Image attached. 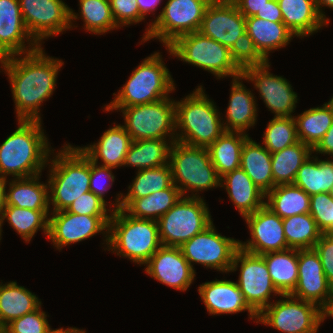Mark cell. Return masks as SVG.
<instances>
[{"label":"cell","instance_id":"1","mask_svg":"<svg viewBox=\"0 0 333 333\" xmlns=\"http://www.w3.org/2000/svg\"><path fill=\"white\" fill-rule=\"evenodd\" d=\"M62 65L61 59L46 55L42 46L29 53L0 59V66L10 81L17 120L41 121L40 107L56 89Z\"/></svg>","mask_w":333,"mask_h":333},{"label":"cell","instance_id":"2","mask_svg":"<svg viewBox=\"0 0 333 333\" xmlns=\"http://www.w3.org/2000/svg\"><path fill=\"white\" fill-rule=\"evenodd\" d=\"M49 145L42 121L18 120V128L0 145V178L41 175L54 153Z\"/></svg>","mask_w":333,"mask_h":333},{"label":"cell","instance_id":"3","mask_svg":"<svg viewBox=\"0 0 333 333\" xmlns=\"http://www.w3.org/2000/svg\"><path fill=\"white\" fill-rule=\"evenodd\" d=\"M48 160L50 212L66 210L74 200L90 191V159L69 143ZM51 164V165H50Z\"/></svg>","mask_w":333,"mask_h":333},{"label":"cell","instance_id":"4","mask_svg":"<svg viewBox=\"0 0 333 333\" xmlns=\"http://www.w3.org/2000/svg\"><path fill=\"white\" fill-rule=\"evenodd\" d=\"M208 98L200 85L193 93L175 101L176 141L207 148L226 131L220 111Z\"/></svg>","mask_w":333,"mask_h":333},{"label":"cell","instance_id":"5","mask_svg":"<svg viewBox=\"0 0 333 333\" xmlns=\"http://www.w3.org/2000/svg\"><path fill=\"white\" fill-rule=\"evenodd\" d=\"M161 246L156 220L134 218L123 209L111 212L108 251L143 265Z\"/></svg>","mask_w":333,"mask_h":333},{"label":"cell","instance_id":"6","mask_svg":"<svg viewBox=\"0 0 333 333\" xmlns=\"http://www.w3.org/2000/svg\"><path fill=\"white\" fill-rule=\"evenodd\" d=\"M161 56V53L154 52L145 58L118 93H113L115 98L105 108L137 106L169 97L175 84Z\"/></svg>","mask_w":333,"mask_h":333},{"label":"cell","instance_id":"7","mask_svg":"<svg viewBox=\"0 0 333 333\" xmlns=\"http://www.w3.org/2000/svg\"><path fill=\"white\" fill-rule=\"evenodd\" d=\"M169 164L173 184L183 196H186V192L190 190L192 192L190 197L198 198L201 197L198 195L199 191L220 187V177L206 147L190 146L174 141L170 148Z\"/></svg>","mask_w":333,"mask_h":333},{"label":"cell","instance_id":"8","mask_svg":"<svg viewBox=\"0 0 333 333\" xmlns=\"http://www.w3.org/2000/svg\"><path fill=\"white\" fill-rule=\"evenodd\" d=\"M165 48L170 55L212 73L217 79L242 75L230 49L199 31L181 35Z\"/></svg>","mask_w":333,"mask_h":333},{"label":"cell","instance_id":"9","mask_svg":"<svg viewBox=\"0 0 333 333\" xmlns=\"http://www.w3.org/2000/svg\"><path fill=\"white\" fill-rule=\"evenodd\" d=\"M104 109L122 112L123 126L133 141L167 137L176 140L175 100L169 97L148 104Z\"/></svg>","mask_w":333,"mask_h":333},{"label":"cell","instance_id":"10","mask_svg":"<svg viewBox=\"0 0 333 333\" xmlns=\"http://www.w3.org/2000/svg\"><path fill=\"white\" fill-rule=\"evenodd\" d=\"M211 1L168 0L160 14L145 29L141 44L150 39H159L167 47L179 36L199 31Z\"/></svg>","mask_w":333,"mask_h":333},{"label":"cell","instance_id":"11","mask_svg":"<svg viewBox=\"0 0 333 333\" xmlns=\"http://www.w3.org/2000/svg\"><path fill=\"white\" fill-rule=\"evenodd\" d=\"M157 222L162 245L180 247L213 221L204 199L188 194L182 196Z\"/></svg>","mask_w":333,"mask_h":333},{"label":"cell","instance_id":"12","mask_svg":"<svg viewBox=\"0 0 333 333\" xmlns=\"http://www.w3.org/2000/svg\"><path fill=\"white\" fill-rule=\"evenodd\" d=\"M259 315L262 323L282 333H318L322 322L321 308L309 301L288 295H280ZM285 298V299H284Z\"/></svg>","mask_w":333,"mask_h":333},{"label":"cell","instance_id":"13","mask_svg":"<svg viewBox=\"0 0 333 333\" xmlns=\"http://www.w3.org/2000/svg\"><path fill=\"white\" fill-rule=\"evenodd\" d=\"M240 263V264H239ZM240 268L236 281L248 306L259 315L270 305L271 294L281 295L272 283L267 265L261 255L248 253L242 249L235 252L230 272Z\"/></svg>","mask_w":333,"mask_h":333},{"label":"cell","instance_id":"14","mask_svg":"<svg viewBox=\"0 0 333 333\" xmlns=\"http://www.w3.org/2000/svg\"><path fill=\"white\" fill-rule=\"evenodd\" d=\"M239 241L222 236L216 231L212 222L203 231L184 242L180 249L194 271L193 263L195 262L206 268L228 273L235 252L239 249Z\"/></svg>","mask_w":333,"mask_h":333},{"label":"cell","instance_id":"15","mask_svg":"<svg viewBox=\"0 0 333 333\" xmlns=\"http://www.w3.org/2000/svg\"><path fill=\"white\" fill-rule=\"evenodd\" d=\"M19 6L27 31L40 46L41 41L71 29V8L62 0H19Z\"/></svg>","mask_w":333,"mask_h":333},{"label":"cell","instance_id":"16","mask_svg":"<svg viewBox=\"0 0 333 333\" xmlns=\"http://www.w3.org/2000/svg\"><path fill=\"white\" fill-rule=\"evenodd\" d=\"M48 224V239L57 250L64 246L78 243L102 233L108 246L109 222L111 216H89L70 212H51Z\"/></svg>","mask_w":333,"mask_h":333},{"label":"cell","instance_id":"17","mask_svg":"<svg viewBox=\"0 0 333 333\" xmlns=\"http://www.w3.org/2000/svg\"><path fill=\"white\" fill-rule=\"evenodd\" d=\"M269 61L263 65L247 67L242 71L244 80L251 81L266 107L274 117H292L298 103L297 93L282 76L269 72Z\"/></svg>","mask_w":333,"mask_h":333},{"label":"cell","instance_id":"18","mask_svg":"<svg viewBox=\"0 0 333 333\" xmlns=\"http://www.w3.org/2000/svg\"><path fill=\"white\" fill-rule=\"evenodd\" d=\"M251 239L239 241V248L255 255L290 249L284 234L282 218L264 205L244 217Z\"/></svg>","mask_w":333,"mask_h":333},{"label":"cell","instance_id":"19","mask_svg":"<svg viewBox=\"0 0 333 333\" xmlns=\"http://www.w3.org/2000/svg\"><path fill=\"white\" fill-rule=\"evenodd\" d=\"M199 32L230 49L246 32V18L231 0H212L205 10Z\"/></svg>","mask_w":333,"mask_h":333},{"label":"cell","instance_id":"20","mask_svg":"<svg viewBox=\"0 0 333 333\" xmlns=\"http://www.w3.org/2000/svg\"><path fill=\"white\" fill-rule=\"evenodd\" d=\"M145 265L148 276L182 292L187 291L196 275L180 247L162 245Z\"/></svg>","mask_w":333,"mask_h":333},{"label":"cell","instance_id":"21","mask_svg":"<svg viewBox=\"0 0 333 333\" xmlns=\"http://www.w3.org/2000/svg\"><path fill=\"white\" fill-rule=\"evenodd\" d=\"M290 295L312 302L321 309L333 297V288L314 249L298 250V282Z\"/></svg>","mask_w":333,"mask_h":333},{"label":"cell","instance_id":"22","mask_svg":"<svg viewBox=\"0 0 333 333\" xmlns=\"http://www.w3.org/2000/svg\"><path fill=\"white\" fill-rule=\"evenodd\" d=\"M39 47L26 29L19 0H0V59L29 53Z\"/></svg>","mask_w":333,"mask_h":333},{"label":"cell","instance_id":"23","mask_svg":"<svg viewBox=\"0 0 333 333\" xmlns=\"http://www.w3.org/2000/svg\"><path fill=\"white\" fill-rule=\"evenodd\" d=\"M198 292L209 315L247 311L249 319L257 323L258 315L248 306L236 282L216 279L200 284Z\"/></svg>","mask_w":333,"mask_h":333},{"label":"cell","instance_id":"24","mask_svg":"<svg viewBox=\"0 0 333 333\" xmlns=\"http://www.w3.org/2000/svg\"><path fill=\"white\" fill-rule=\"evenodd\" d=\"M132 141L124 126L119 124L106 130L97 143L79 148L92 162L98 164L101 159L102 166L115 169L124 165Z\"/></svg>","mask_w":333,"mask_h":333},{"label":"cell","instance_id":"25","mask_svg":"<svg viewBox=\"0 0 333 333\" xmlns=\"http://www.w3.org/2000/svg\"><path fill=\"white\" fill-rule=\"evenodd\" d=\"M241 80H244L242 75L232 79L226 121L223 120V126L226 131L246 133L247 129L255 126L258 108L254 94L250 89H246Z\"/></svg>","mask_w":333,"mask_h":333},{"label":"cell","instance_id":"26","mask_svg":"<svg viewBox=\"0 0 333 333\" xmlns=\"http://www.w3.org/2000/svg\"><path fill=\"white\" fill-rule=\"evenodd\" d=\"M220 187L226 189L228 197L242 217L253 214L265 205L266 194L241 168L220 177Z\"/></svg>","mask_w":333,"mask_h":333},{"label":"cell","instance_id":"27","mask_svg":"<svg viewBox=\"0 0 333 333\" xmlns=\"http://www.w3.org/2000/svg\"><path fill=\"white\" fill-rule=\"evenodd\" d=\"M283 23L298 38L312 35L328 23L320 16L315 0H277Z\"/></svg>","mask_w":333,"mask_h":333},{"label":"cell","instance_id":"28","mask_svg":"<svg viewBox=\"0 0 333 333\" xmlns=\"http://www.w3.org/2000/svg\"><path fill=\"white\" fill-rule=\"evenodd\" d=\"M246 32L266 61H269L270 52L285 47L295 37L283 22H272L255 16L246 18Z\"/></svg>","mask_w":333,"mask_h":333},{"label":"cell","instance_id":"29","mask_svg":"<svg viewBox=\"0 0 333 333\" xmlns=\"http://www.w3.org/2000/svg\"><path fill=\"white\" fill-rule=\"evenodd\" d=\"M41 175L14 178L9 181L6 191V206L31 210H50L49 185L39 181Z\"/></svg>","mask_w":333,"mask_h":333},{"label":"cell","instance_id":"30","mask_svg":"<svg viewBox=\"0 0 333 333\" xmlns=\"http://www.w3.org/2000/svg\"><path fill=\"white\" fill-rule=\"evenodd\" d=\"M181 191L173 184L171 187L156 191L136 199H122L121 209L134 218L158 220L182 197Z\"/></svg>","mask_w":333,"mask_h":333},{"label":"cell","instance_id":"31","mask_svg":"<svg viewBox=\"0 0 333 333\" xmlns=\"http://www.w3.org/2000/svg\"><path fill=\"white\" fill-rule=\"evenodd\" d=\"M0 282V331L11 321L38 309L39 298L17 282Z\"/></svg>","mask_w":333,"mask_h":333},{"label":"cell","instance_id":"32","mask_svg":"<svg viewBox=\"0 0 333 333\" xmlns=\"http://www.w3.org/2000/svg\"><path fill=\"white\" fill-rule=\"evenodd\" d=\"M240 168L265 194L274 187L271 168V153L261 144L249 137L243 144Z\"/></svg>","mask_w":333,"mask_h":333},{"label":"cell","instance_id":"33","mask_svg":"<svg viewBox=\"0 0 333 333\" xmlns=\"http://www.w3.org/2000/svg\"><path fill=\"white\" fill-rule=\"evenodd\" d=\"M261 256L277 291L281 295L291 294L298 282V250L268 252Z\"/></svg>","mask_w":333,"mask_h":333},{"label":"cell","instance_id":"34","mask_svg":"<svg viewBox=\"0 0 333 333\" xmlns=\"http://www.w3.org/2000/svg\"><path fill=\"white\" fill-rule=\"evenodd\" d=\"M248 138L247 133L225 131L207 147L219 177L240 168L241 150Z\"/></svg>","mask_w":333,"mask_h":333},{"label":"cell","instance_id":"35","mask_svg":"<svg viewBox=\"0 0 333 333\" xmlns=\"http://www.w3.org/2000/svg\"><path fill=\"white\" fill-rule=\"evenodd\" d=\"M168 141V142H167ZM176 140L147 139L132 141L123 166L138 168L137 171L159 167L169 163L172 143Z\"/></svg>","mask_w":333,"mask_h":333},{"label":"cell","instance_id":"36","mask_svg":"<svg viewBox=\"0 0 333 333\" xmlns=\"http://www.w3.org/2000/svg\"><path fill=\"white\" fill-rule=\"evenodd\" d=\"M136 177L128 187L126 195L118 193L112 210L121 209L122 199H136L148 196L156 191H161L173 185L170 164L137 171ZM118 197V198H117Z\"/></svg>","mask_w":333,"mask_h":333},{"label":"cell","instance_id":"37","mask_svg":"<svg viewBox=\"0 0 333 333\" xmlns=\"http://www.w3.org/2000/svg\"><path fill=\"white\" fill-rule=\"evenodd\" d=\"M311 156L299 168L293 184L309 196L329 193L333 184V160H320L316 155Z\"/></svg>","mask_w":333,"mask_h":333},{"label":"cell","instance_id":"38","mask_svg":"<svg viewBox=\"0 0 333 333\" xmlns=\"http://www.w3.org/2000/svg\"><path fill=\"white\" fill-rule=\"evenodd\" d=\"M265 205L280 218L309 213L310 196L294 184H282L266 194Z\"/></svg>","mask_w":333,"mask_h":333},{"label":"cell","instance_id":"39","mask_svg":"<svg viewBox=\"0 0 333 333\" xmlns=\"http://www.w3.org/2000/svg\"><path fill=\"white\" fill-rule=\"evenodd\" d=\"M49 210H31L15 206H5L0 215V236L2 226L7 220L10 226L19 234L25 243H29L35 233L41 228L48 237Z\"/></svg>","mask_w":333,"mask_h":333},{"label":"cell","instance_id":"40","mask_svg":"<svg viewBox=\"0 0 333 333\" xmlns=\"http://www.w3.org/2000/svg\"><path fill=\"white\" fill-rule=\"evenodd\" d=\"M294 118L299 141L313 149L332 124L333 108L326 102L322 107L310 108Z\"/></svg>","mask_w":333,"mask_h":333},{"label":"cell","instance_id":"41","mask_svg":"<svg viewBox=\"0 0 333 333\" xmlns=\"http://www.w3.org/2000/svg\"><path fill=\"white\" fill-rule=\"evenodd\" d=\"M312 155V149L301 141L271 154V168L274 187L293 184L304 161Z\"/></svg>","mask_w":333,"mask_h":333},{"label":"cell","instance_id":"42","mask_svg":"<svg viewBox=\"0 0 333 333\" xmlns=\"http://www.w3.org/2000/svg\"><path fill=\"white\" fill-rule=\"evenodd\" d=\"M79 6L80 17L78 13L70 9L71 29L77 27L73 25V22L79 18L83 20L84 29L95 35H103L115 28H120L113 18L109 0H79Z\"/></svg>","mask_w":333,"mask_h":333},{"label":"cell","instance_id":"43","mask_svg":"<svg viewBox=\"0 0 333 333\" xmlns=\"http://www.w3.org/2000/svg\"><path fill=\"white\" fill-rule=\"evenodd\" d=\"M282 223L290 249H313L323 235L310 213L284 218Z\"/></svg>","mask_w":333,"mask_h":333},{"label":"cell","instance_id":"44","mask_svg":"<svg viewBox=\"0 0 333 333\" xmlns=\"http://www.w3.org/2000/svg\"><path fill=\"white\" fill-rule=\"evenodd\" d=\"M299 142L294 116L274 117L263 134L264 147L272 154Z\"/></svg>","mask_w":333,"mask_h":333},{"label":"cell","instance_id":"45","mask_svg":"<svg viewBox=\"0 0 333 333\" xmlns=\"http://www.w3.org/2000/svg\"><path fill=\"white\" fill-rule=\"evenodd\" d=\"M230 55L241 71L247 67L263 65L267 62L257 51L247 32L240 35L234 42L230 48Z\"/></svg>","mask_w":333,"mask_h":333},{"label":"cell","instance_id":"46","mask_svg":"<svg viewBox=\"0 0 333 333\" xmlns=\"http://www.w3.org/2000/svg\"><path fill=\"white\" fill-rule=\"evenodd\" d=\"M46 312L40 306L7 324L0 333H46L50 329Z\"/></svg>","mask_w":333,"mask_h":333},{"label":"cell","instance_id":"47","mask_svg":"<svg viewBox=\"0 0 333 333\" xmlns=\"http://www.w3.org/2000/svg\"><path fill=\"white\" fill-rule=\"evenodd\" d=\"M309 213L323 234L333 232V198L329 193L310 196Z\"/></svg>","mask_w":333,"mask_h":333},{"label":"cell","instance_id":"48","mask_svg":"<svg viewBox=\"0 0 333 333\" xmlns=\"http://www.w3.org/2000/svg\"><path fill=\"white\" fill-rule=\"evenodd\" d=\"M107 204L92 191L84 193L66 209L67 212L89 216H111L113 210L107 209ZM108 211H110L108 213Z\"/></svg>","mask_w":333,"mask_h":333},{"label":"cell","instance_id":"49","mask_svg":"<svg viewBox=\"0 0 333 333\" xmlns=\"http://www.w3.org/2000/svg\"><path fill=\"white\" fill-rule=\"evenodd\" d=\"M113 18L121 28L145 20L138 9L137 0H109Z\"/></svg>","mask_w":333,"mask_h":333},{"label":"cell","instance_id":"50","mask_svg":"<svg viewBox=\"0 0 333 333\" xmlns=\"http://www.w3.org/2000/svg\"><path fill=\"white\" fill-rule=\"evenodd\" d=\"M112 169L114 168L102 166L100 163L96 164L90 160V191L102 199L107 205L108 203L104 199V196L106 192H108V189L112 186L115 179V176L111 171ZM104 179L108 180L109 183H107V185L105 181H103Z\"/></svg>","mask_w":333,"mask_h":333},{"label":"cell","instance_id":"51","mask_svg":"<svg viewBox=\"0 0 333 333\" xmlns=\"http://www.w3.org/2000/svg\"><path fill=\"white\" fill-rule=\"evenodd\" d=\"M313 249L319 255L326 279L333 288V232L323 234Z\"/></svg>","mask_w":333,"mask_h":333},{"label":"cell","instance_id":"52","mask_svg":"<svg viewBox=\"0 0 333 333\" xmlns=\"http://www.w3.org/2000/svg\"><path fill=\"white\" fill-rule=\"evenodd\" d=\"M245 17L255 16L258 11L266 5L269 0H231Z\"/></svg>","mask_w":333,"mask_h":333},{"label":"cell","instance_id":"53","mask_svg":"<svg viewBox=\"0 0 333 333\" xmlns=\"http://www.w3.org/2000/svg\"><path fill=\"white\" fill-rule=\"evenodd\" d=\"M255 17L272 22H283L281 9L277 0H269L266 5L255 14Z\"/></svg>","mask_w":333,"mask_h":333},{"label":"cell","instance_id":"54","mask_svg":"<svg viewBox=\"0 0 333 333\" xmlns=\"http://www.w3.org/2000/svg\"><path fill=\"white\" fill-rule=\"evenodd\" d=\"M314 152L317 155L319 153L323 155H330L331 157H333V121L328 131L321 138L318 144L312 149V153Z\"/></svg>","mask_w":333,"mask_h":333},{"label":"cell","instance_id":"55","mask_svg":"<svg viewBox=\"0 0 333 333\" xmlns=\"http://www.w3.org/2000/svg\"><path fill=\"white\" fill-rule=\"evenodd\" d=\"M162 0H137L138 9L140 14L146 18V15L150 13H154L157 9L158 5Z\"/></svg>","mask_w":333,"mask_h":333},{"label":"cell","instance_id":"56","mask_svg":"<svg viewBox=\"0 0 333 333\" xmlns=\"http://www.w3.org/2000/svg\"><path fill=\"white\" fill-rule=\"evenodd\" d=\"M315 2L320 16L329 24L330 19L326 18L325 12H323L321 8L322 6H326L333 10V0H315Z\"/></svg>","mask_w":333,"mask_h":333},{"label":"cell","instance_id":"57","mask_svg":"<svg viewBox=\"0 0 333 333\" xmlns=\"http://www.w3.org/2000/svg\"><path fill=\"white\" fill-rule=\"evenodd\" d=\"M8 180L7 179H3L0 178V215L2 213L3 208L6 206V199H5V195H6V189L7 188V183Z\"/></svg>","mask_w":333,"mask_h":333},{"label":"cell","instance_id":"58","mask_svg":"<svg viewBox=\"0 0 333 333\" xmlns=\"http://www.w3.org/2000/svg\"><path fill=\"white\" fill-rule=\"evenodd\" d=\"M322 322L327 318H333V297L328 301V303L321 309Z\"/></svg>","mask_w":333,"mask_h":333},{"label":"cell","instance_id":"59","mask_svg":"<svg viewBox=\"0 0 333 333\" xmlns=\"http://www.w3.org/2000/svg\"><path fill=\"white\" fill-rule=\"evenodd\" d=\"M77 328L76 327H68V328H58L52 329L50 328L46 333H73Z\"/></svg>","mask_w":333,"mask_h":333},{"label":"cell","instance_id":"60","mask_svg":"<svg viewBox=\"0 0 333 333\" xmlns=\"http://www.w3.org/2000/svg\"><path fill=\"white\" fill-rule=\"evenodd\" d=\"M73 333H86V331L77 328Z\"/></svg>","mask_w":333,"mask_h":333},{"label":"cell","instance_id":"61","mask_svg":"<svg viewBox=\"0 0 333 333\" xmlns=\"http://www.w3.org/2000/svg\"><path fill=\"white\" fill-rule=\"evenodd\" d=\"M329 194H330V196L333 198V184H332V186H331V189L329 190Z\"/></svg>","mask_w":333,"mask_h":333},{"label":"cell","instance_id":"62","mask_svg":"<svg viewBox=\"0 0 333 333\" xmlns=\"http://www.w3.org/2000/svg\"><path fill=\"white\" fill-rule=\"evenodd\" d=\"M328 103L332 106V108H333V96H332V98L328 101Z\"/></svg>","mask_w":333,"mask_h":333}]
</instances>
